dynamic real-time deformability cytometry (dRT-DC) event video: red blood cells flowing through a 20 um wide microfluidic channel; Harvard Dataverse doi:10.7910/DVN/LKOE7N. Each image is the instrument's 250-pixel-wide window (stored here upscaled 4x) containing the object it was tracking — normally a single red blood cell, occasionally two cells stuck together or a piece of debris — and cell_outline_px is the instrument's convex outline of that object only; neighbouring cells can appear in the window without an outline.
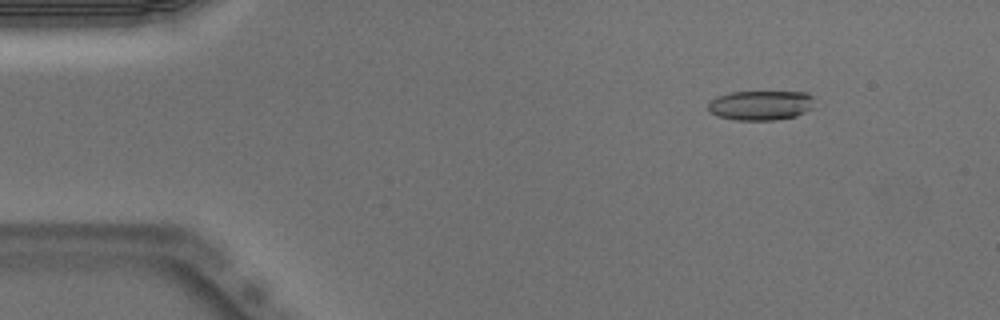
{"species": "Egyptian fruit bat (a non-hibernating species)", "species_latin": "Rousettus aegyptiacus", "temperature_condition": "warm", "stored_images_in_passage": 51, "camera_frame_rate_fps": 3000, "um_per_image_px": 0.085, "animal": {"sex": "male"}, "frame": {"image": 1, "passage_image": 7, "time_ms": 2.0, "image_size_px": [1000, 320], "cell_outline_px": [[812, 108], [796, 116], [776, 120], [736, 120], [716, 116], [708, 112], [708, 104], [716, 96], [728, 92], [808, 92], [812, 96]], "centroid_in_image_um": [64.62, 8.95], "position_along_channel_um": 20.4, "area_um2": 18.5}}
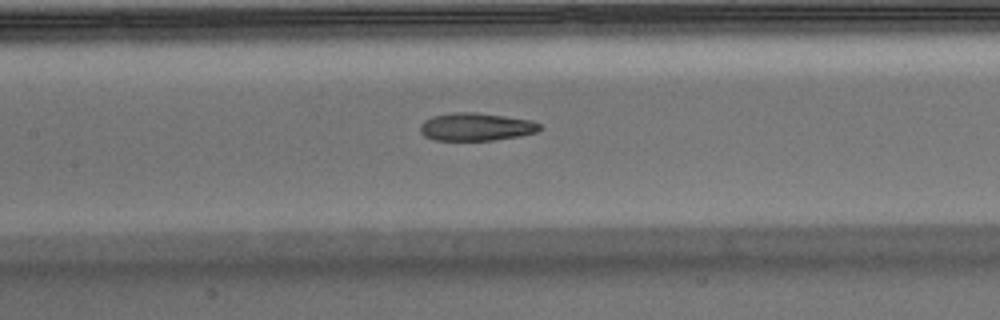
{"frame": {"image": 2, "passage_image": 24, "time_ms": 7.667, "image_size_px": [1000, 320], "cell_outline_px": [[544, 128], [536, 132], [520, 136], [492, 140], [432, 140], [424, 136], [420, 132], [420, 124], [424, 120], [432, 116], [452, 112], [476, 112], [532, 120], [540, 124]], "centroid_in_image_um": [40.46, 10.78], "position_along_channel_um": 166.9, "area_um2": 19.59}}
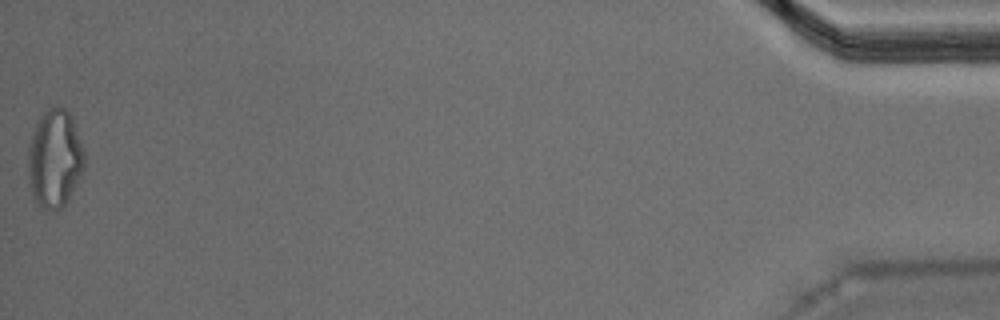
{"frame": {"image": 3, "passage_image": 51, "time_ms": 16.667, "image_size_px": [1000, 320], "cell_outline_px": [[84, 168], [68, 200], [60, 208], [44, 208], [36, 204], [28, 184], [28, 148], [36, 120], [48, 108], [64, 108], [72, 116], [84, 152]], "centroid_in_image_um": [4.63, 13.47], "position_along_channel_um": 430.6, "area_um2": 32.02}, "authors_computed_cell_mechanics": {"area_um2": 19.941, "velocity_mm_per_s": 4.013, "shape_relaxation_time_tau1_ms": null, "shape_relaxation_time_tau2_ms": 2.6249, "deformation_change_tau1": null, "deformation_change_tau2": 0.1227}}